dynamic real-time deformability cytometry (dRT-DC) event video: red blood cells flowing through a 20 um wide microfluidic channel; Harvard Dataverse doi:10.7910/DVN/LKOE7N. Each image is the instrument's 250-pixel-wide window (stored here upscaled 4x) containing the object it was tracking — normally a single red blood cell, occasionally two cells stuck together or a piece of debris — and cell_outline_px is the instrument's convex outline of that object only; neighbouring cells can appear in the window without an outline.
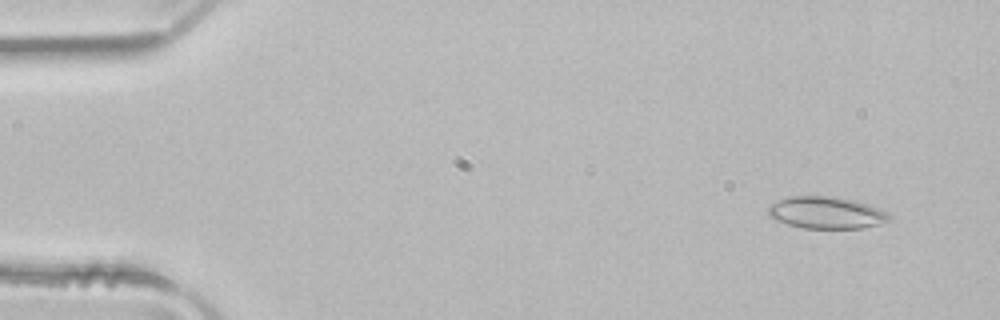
{"species": "common noctule bat (a hibernating species)", "species_latin": "Nyctalus noctula", "temperature_condition": "room temperature", "stored_images_in_passage": 4, "camera_frame_rate_fps": 3000, "um_per_image_px": 0.085, "animal": {"sex": "male", "body_mass_g": 21.5, "forearm_length_mm": 52.0}, "frame": {"image": 1, "passage_image": 1, "time_ms": 0.0, "image_size_px": [1000, 320], "cell_outline_px": [[892, 220], [880, 224], [860, 228], [804, 228], [788, 224], [776, 220], [768, 216], [768, 204], [792, 196], [836, 196], [868, 204], [892, 216]], "centroid_in_image_um": [70.22, 18.08], "position_along_channel_um": 14.8, "area_um2": 22.48}}